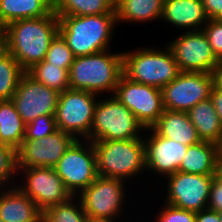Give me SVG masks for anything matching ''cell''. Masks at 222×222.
<instances>
[{
  "instance_id": "obj_34",
  "label": "cell",
  "mask_w": 222,
  "mask_h": 222,
  "mask_svg": "<svg viewBox=\"0 0 222 222\" xmlns=\"http://www.w3.org/2000/svg\"><path fill=\"white\" fill-rule=\"evenodd\" d=\"M163 205L155 217L157 222H196V212L179 209L166 203Z\"/></svg>"
},
{
  "instance_id": "obj_1",
  "label": "cell",
  "mask_w": 222,
  "mask_h": 222,
  "mask_svg": "<svg viewBox=\"0 0 222 222\" xmlns=\"http://www.w3.org/2000/svg\"><path fill=\"white\" fill-rule=\"evenodd\" d=\"M58 33L59 18L53 12L41 18L14 21L7 25L6 51L27 71L45 59Z\"/></svg>"
},
{
  "instance_id": "obj_31",
  "label": "cell",
  "mask_w": 222,
  "mask_h": 222,
  "mask_svg": "<svg viewBox=\"0 0 222 222\" xmlns=\"http://www.w3.org/2000/svg\"><path fill=\"white\" fill-rule=\"evenodd\" d=\"M74 58L75 57L67 46L66 41L58 33L49 45L45 60L52 63V65L60 66V68L69 71Z\"/></svg>"
},
{
  "instance_id": "obj_40",
  "label": "cell",
  "mask_w": 222,
  "mask_h": 222,
  "mask_svg": "<svg viewBox=\"0 0 222 222\" xmlns=\"http://www.w3.org/2000/svg\"><path fill=\"white\" fill-rule=\"evenodd\" d=\"M7 25L0 20V53L6 52Z\"/></svg>"
},
{
  "instance_id": "obj_12",
  "label": "cell",
  "mask_w": 222,
  "mask_h": 222,
  "mask_svg": "<svg viewBox=\"0 0 222 222\" xmlns=\"http://www.w3.org/2000/svg\"><path fill=\"white\" fill-rule=\"evenodd\" d=\"M181 72L213 73L219 60L203 32L185 31L167 45Z\"/></svg>"
},
{
  "instance_id": "obj_21",
  "label": "cell",
  "mask_w": 222,
  "mask_h": 222,
  "mask_svg": "<svg viewBox=\"0 0 222 222\" xmlns=\"http://www.w3.org/2000/svg\"><path fill=\"white\" fill-rule=\"evenodd\" d=\"M219 147L215 143L206 141L188 146L178 171L190 174L216 175Z\"/></svg>"
},
{
  "instance_id": "obj_13",
  "label": "cell",
  "mask_w": 222,
  "mask_h": 222,
  "mask_svg": "<svg viewBox=\"0 0 222 222\" xmlns=\"http://www.w3.org/2000/svg\"><path fill=\"white\" fill-rule=\"evenodd\" d=\"M213 176L178 171L166 177L168 194L164 203L193 212L206 209Z\"/></svg>"
},
{
  "instance_id": "obj_17",
  "label": "cell",
  "mask_w": 222,
  "mask_h": 222,
  "mask_svg": "<svg viewBox=\"0 0 222 222\" xmlns=\"http://www.w3.org/2000/svg\"><path fill=\"white\" fill-rule=\"evenodd\" d=\"M149 138H144L146 169L154 174L168 177L176 172L186 155L188 146L157 135L152 129Z\"/></svg>"
},
{
  "instance_id": "obj_22",
  "label": "cell",
  "mask_w": 222,
  "mask_h": 222,
  "mask_svg": "<svg viewBox=\"0 0 222 222\" xmlns=\"http://www.w3.org/2000/svg\"><path fill=\"white\" fill-rule=\"evenodd\" d=\"M187 114L201 141L222 144V125L210 98L193 106Z\"/></svg>"
},
{
  "instance_id": "obj_32",
  "label": "cell",
  "mask_w": 222,
  "mask_h": 222,
  "mask_svg": "<svg viewBox=\"0 0 222 222\" xmlns=\"http://www.w3.org/2000/svg\"><path fill=\"white\" fill-rule=\"evenodd\" d=\"M57 125L54 115H42L26 125L23 141H31L45 138L57 131Z\"/></svg>"
},
{
  "instance_id": "obj_20",
  "label": "cell",
  "mask_w": 222,
  "mask_h": 222,
  "mask_svg": "<svg viewBox=\"0 0 222 222\" xmlns=\"http://www.w3.org/2000/svg\"><path fill=\"white\" fill-rule=\"evenodd\" d=\"M150 129L159 136L172 139L187 146L201 142L187 112L164 109L163 114Z\"/></svg>"
},
{
  "instance_id": "obj_6",
  "label": "cell",
  "mask_w": 222,
  "mask_h": 222,
  "mask_svg": "<svg viewBox=\"0 0 222 222\" xmlns=\"http://www.w3.org/2000/svg\"><path fill=\"white\" fill-rule=\"evenodd\" d=\"M141 130L145 129L135 115L115 95L110 98L107 95L103 100H97L88 140L143 139Z\"/></svg>"
},
{
  "instance_id": "obj_42",
  "label": "cell",
  "mask_w": 222,
  "mask_h": 222,
  "mask_svg": "<svg viewBox=\"0 0 222 222\" xmlns=\"http://www.w3.org/2000/svg\"><path fill=\"white\" fill-rule=\"evenodd\" d=\"M116 220H118V219L87 217V222H118Z\"/></svg>"
},
{
  "instance_id": "obj_28",
  "label": "cell",
  "mask_w": 222,
  "mask_h": 222,
  "mask_svg": "<svg viewBox=\"0 0 222 222\" xmlns=\"http://www.w3.org/2000/svg\"><path fill=\"white\" fill-rule=\"evenodd\" d=\"M26 71L9 53L0 54V100H11Z\"/></svg>"
},
{
  "instance_id": "obj_27",
  "label": "cell",
  "mask_w": 222,
  "mask_h": 222,
  "mask_svg": "<svg viewBox=\"0 0 222 222\" xmlns=\"http://www.w3.org/2000/svg\"><path fill=\"white\" fill-rule=\"evenodd\" d=\"M26 72L36 81L59 92L70 89L69 71L60 68V66L52 65V63L47 62L45 59L35 63Z\"/></svg>"
},
{
  "instance_id": "obj_3",
  "label": "cell",
  "mask_w": 222,
  "mask_h": 222,
  "mask_svg": "<svg viewBox=\"0 0 222 222\" xmlns=\"http://www.w3.org/2000/svg\"><path fill=\"white\" fill-rule=\"evenodd\" d=\"M122 75V53L111 54L108 49L92 55L75 57L69 70V87L96 95L103 92L114 95Z\"/></svg>"
},
{
  "instance_id": "obj_2",
  "label": "cell",
  "mask_w": 222,
  "mask_h": 222,
  "mask_svg": "<svg viewBox=\"0 0 222 222\" xmlns=\"http://www.w3.org/2000/svg\"><path fill=\"white\" fill-rule=\"evenodd\" d=\"M116 24V13L60 16L59 34L74 57L92 55L110 49Z\"/></svg>"
},
{
  "instance_id": "obj_10",
  "label": "cell",
  "mask_w": 222,
  "mask_h": 222,
  "mask_svg": "<svg viewBox=\"0 0 222 222\" xmlns=\"http://www.w3.org/2000/svg\"><path fill=\"white\" fill-rule=\"evenodd\" d=\"M114 95L136 117L144 129L151 128L163 114L162 91L121 76Z\"/></svg>"
},
{
  "instance_id": "obj_25",
  "label": "cell",
  "mask_w": 222,
  "mask_h": 222,
  "mask_svg": "<svg viewBox=\"0 0 222 222\" xmlns=\"http://www.w3.org/2000/svg\"><path fill=\"white\" fill-rule=\"evenodd\" d=\"M26 124L20 117L11 100L0 101V144L9 145L16 150L25 136Z\"/></svg>"
},
{
  "instance_id": "obj_29",
  "label": "cell",
  "mask_w": 222,
  "mask_h": 222,
  "mask_svg": "<svg viewBox=\"0 0 222 222\" xmlns=\"http://www.w3.org/2000/svg\"><path fill=\"white\" fill-rule=\"evenodd\" d=\"M87 217L78 196L77 199L72 196L42 211V222H87Z\"/></svg>"
},
{
  "instance_id": "obj_43",
  "label": "cell",
  "mask_w": 222,
  "mask_h": 222,
  "mask_svg": "<svg viewBox=\"0 0 222 222\" xmlns=\"http://www.w3.org/2000/svg\"><path fill=\"white\" fill-rule=\"evenodd\" d=\"M219 218H220V222H222V211L218 212Z\"/></svg>"
},
{
  "instance_id": "obj_19",
  "label": "cell",
  "mask_w": 222,
  "mask_h": 222,
  "mask_svg": "<svg viewBox=\"0 0 222 222\" xmlns=\"http://www.w3.org/2000/svg\"><path fill=\"white\" fill-rule=\"evenodd\" d=\"M0 191V219L3 222H42V210L15 184Z\"/></svg>"
},
{
  "instance_id": "obj_39",
  "label": "cell",
  "mask_w": 222,
  "mask_h": 222,
  "mask_svg": "<svg viewBox=\"0 0 222 222\" xmlns=\"http://www.w3.org/2000/svg\"><path fill=\"white\" fill-rule=\"evenodd\" d=\"M214 86L222 90V61L214 68L213 71Z\"/></svg>"
},
{
  "instance_id": "obj_11",
  "label": "cell",
  "mask_w": 222,
  "mask_h": 222,
  "mask_svg": "<svg viewBox=\"0 0 222 222\" xmlns=\"http://www.w3.org/2000/svg\"><path fill=\"white\" fill-rule=\"evenodd\" d=\"M124 180L98 176L78 198L88 217L117 219L122 214L125 199ZM125 185V186H124Z\"/></svg>"
},
{
  "instance_id": "obj_8",
  "label": "cell",
  "mask_w": 222,
  "mask_h": 222,
  "mask_svg": "<svg viewBox=\"0 0 222 222\" xmlns=\"http://www.w3.org/2000/svg\"><path fill=\"white\" fill-rule=\"evenodd\" d=\"M96 96L98 95L81 90L68 89L60 92L54 115L57 128L75 139L88 140L93 125Z\"/></svg>"
},
{
  "instance_id": "obj_41",
  "label": "cell",
  "mask_w": 222,
  "mask_h": 222,
  "mask_svg": "<svg viewBox=\"0 0 222 222\" xmlns=\"http://www.w3.org/2000/svg\"><path fill=\"white\" fill-rule=\"evenodd\" d=\"M216 176L222 179V148L219 147L217 155Z\"/></svg>"
},
{
  "instance_id": "obj_18",
  "label": "cell",
  "mask_w": 222,
  "mask_h": 222,
  "mask_svg": "<svg viewBox=\"0 0 222 222\" xmlns=\"http://www.w3.org/2000/svg\"><path fill=\"white\" fill-rule=\"evenodd\" d=\"M161 19L186 32L202 30L209 20L201 0H164Z\"/></svg>"
},
{
  "instance_id": "obj_36",
  "label": "cell",
  "mask_w": 222,
  "mask_h": 222,
  "mask_svg": "<svg viewBox=\"0 0 222 222\" xmlns=\"http://www.w3.org/2000/svg\"><path fill=\"white\" fill-rule=\"evenodd\" d=\"M208 19H222V0H201Z\"/></svg>"
},
{
  "instance_id": "obj_16",
  "label": "cell",
  "mask_w": 222,
  "mask_h": 222,
  "mask_svg": "<svg viewBox=\"0 0 222 222\" xmlns=\"http://www.w3.org/2000/svg\"><path fill=\"white\" fill-rule=\"evenodd\" d=\"M76 139L62 130L45 138L23 141L17 149V169L31 167H55Z\"/></svg>"
},
{
  "instance_id": "obj_4",
  "label": "cell",
  "mask_w": 222,
  "mask_h": 222,
  "mask_svg": "<svg viewBox=\"0 0 222 222\" xmlns=\"http://www.w3.org/2000/svg\"><path fill=\"white\" fill-rule=\"evenodd\" d=\"M92 144L96 154L99 176L124 181L128 178L134 180L135 176L137 177L141 171L146 170L143 139L98 140Z\"/></svg>"
},
{
  "instance_id": "obj_24",
  "label": "cell",
  "mask_w": 222,
  "mask_h": 222,
  "mask_svg": "<svg viewBox=\"0 0 222 222\" xmlns=\"http://www.w3.org/2000/svg\"><path fill=\"white\" fill-rule=\"evenodd\" d=\"M164 0H116L117 24L119 22H150L161 19Z\"/></svg>"
},
{
  "instance_id": "obj_23",
  "label": "cell",
  "mask_w": 222,
  "mask_h": 222,
  "mask_svg": "<svg viewBox=\"0 0 222 222\" xmlns=\"http://www.w3.org/2000/svg\"><path fill=\"white\" fill-rule=\"evenodd\" d=\"M53 12V0H0V20L6 25L26 18H41Z\"/></svg>"
},
{
  "instance_id": "obj_35",
  "label": "cell",
  "mask_w": 222,
  "mask_h": 222,
  "mask_svg": "<svg viewBox=\"0 0 222 222\" xmlns=\"http://www.w3.org/2000/svg\"><path fill=\"white\" fill-rule=\"evenodd\" d=\"M207 208L216 212L222 211V179L216 175L211 183Z\"/></svg>"
},
{
  "instance_id": "obj_30",
  "label": "cell",
  "mask_w": 222,
  "mask_h": 222,
  "mask_svg": "<svg viewBox=\"0 0 222 222\" xmlns=\"http://www.w3.org/2000/svg\"><path fill=\"white\" fill-rule=\"evenodd\" d=\"M14 175H19L17 150L9 145L0 144V191L10 188L9 184L13 182Z\"/></svg>"
},
{
  "instance_id": "obj_33",
  "label": "cell",
  "mask_w": 222,
  "mask_h": 222,
  "mask_svg": "<svg viewBox=\"0 0 222 222\" xmlns=\"http://www.w3.org/2000/svg\"><path fill=\"white\" fill-rule=\"evenodd\" d=\"M212 51L222 61V19H209L203 27Z\"/></svg>"
},
{
  "instance_id": "obj_9",
  "label": "cell",
  "mask_w": 222,
  "mask_h": 222,
  "mask_svg": "<svg viewBox=\"0 0 222 222\" xmlns=\"http://www.w3.org/2000/svg\"><path fill=\"white\" fill-rule=\"evenodd\" d=\"M214 86L213 73L180 72L162 91L163 107L170 111L187 112L210 98Z\"/></svg>"
},
{
  "instance_id": "obj_15",
  "label": "cell",
  "mask_w": 222,
  "mask_h": 222,
  "mask_svg": "<svg viewBox=\"0 0 222 222\" xmlns=\"http://www.w3.org/2000/svg\"><path fill=\"white\" fill-rule=\"evenodd\" d=\"M20 171L24 174L25 182L17 187L42 211L72 197L53 167L18 169V172Z\"/></svg>"
},
{
  "instance_id": "obj_38",
  "label": "cell",
  "mask_w": 222,
  "mask_h": 222,
  "mask_svg": "<svg viewBox=\"0 0 222 222\" xmlns=\"http://www.w3.org/2000/svg\"><path fill=\"white\" fill-rule=\"evenodd\" d=\"M196 222H220V218L218 212L206 208L196 212Z\"/></svg>"
},
{
  "instance_id": "obj_5",
  "label": "cell",
  "mask_w": 222,
  "mask_h": 222,
  "mask_svg": "<svg viewBox=\"0 0 222 222\" xmlns=\"http://www.w3.org/2000/svg\"><path fill=\"white\" fill-rule=\"evenodd\" d=\"M123 75L128 79L162 89L174 80L180 70L168 46L122 52Z\"/></svg>"
},
{
  "instance_id": "obj_37",
  "label": "cell",
  "mask_w": 222,
  "mask_h": 222,
  "mask_svg": "<svg viewBox=\"0 0 222 222\" xmlns=\"http://www.w3.org/2000/svg\"><path fill=\"white\" fill-rule=\"evenodd\" d=\"M210 99L216 110L220 124L222 125V90H219L218 88L213 86L210 93Z\"/></svg>"
},
{
  "instance_id": "obj_14",
  "label": "cell",
  "mask_w": 222,
  "mask_h": 222,
  "mask_svg": "<svg viewBox=\"0 0 222 222\" xmlns=\"http://www.w3.org/2000/svg\"><path fill=\"white\" fill-rule=\"evenodd\" d=\"M60 92L36 81L27 72L11 98L20 117L29 124L42 115H55Z\"/></svg>"
},
{
  "instance_id": "obj_7",
  "label": "cell",
  "mask_w": 222,
  "mask_h": 222,
  "mask_svg": "<svg viewBox=\"0 0 222 222\" xmlns=\"http://www.w3.org/2000/svg\"><path fill=\"white\" fill-rule=\"evenodd\" d=\"M54 169L70 194L78 196L99 176L92 142L76 139L62 155Z\"/></svg>"
},
{
  "instance_id": "obj_26",
  "label": "cell",
  "mask_w": 222,
  "mask_h": 222,
  "mask_svg": "<svg viewBox=\"0 0 222 222\" xmlns=\"http://www.w3.org/2000/svg\"><path fill=\"white\" fill-rule=\"evenodd\" d=\"M116 0H53V13L60 16H88L116 13Z\"/></svg>"
}]
</instances>
